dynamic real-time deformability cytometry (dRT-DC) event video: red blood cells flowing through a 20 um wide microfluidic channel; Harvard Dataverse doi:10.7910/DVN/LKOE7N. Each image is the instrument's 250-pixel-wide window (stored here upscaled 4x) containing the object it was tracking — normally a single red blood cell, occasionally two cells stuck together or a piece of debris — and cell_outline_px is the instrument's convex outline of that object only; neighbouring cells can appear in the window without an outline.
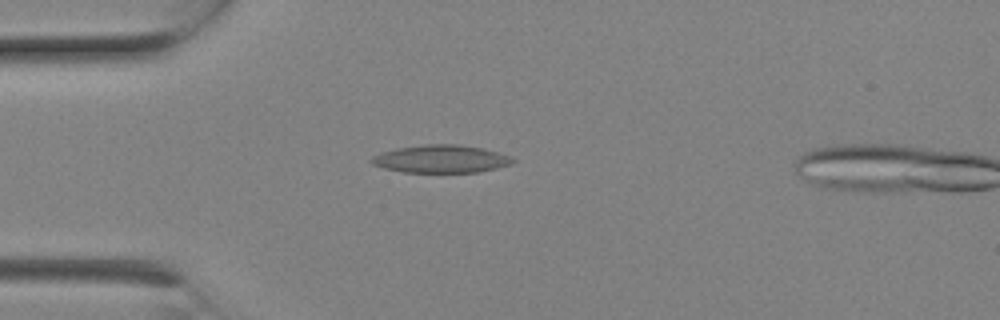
{"species": "Egyptian fruit bat (a non-hibernating species)", "species_latin": "Rousettus aegyptiacus", "temperature_condition": "room temperature", "stored_images_in_passage": 2, "camera_frame_rate_fps": 3000, "um_per_image_px": 0.085, "animal": {"sex": "female"}, "frame": {"image": 1, "passage_image": 1, "time_ms": 0.0, "image_size_px": [1000, 320], "cell_outline_px": [[516, 160], [512, 164], [496, 168], [476, 172], [404, 172], [384, 168], [372, 164], [368, 160], [372, 156], [380, 152], [396, 148], [424, 144], [460, 144], [484, 148], [512, 156]], "centroid_in_image_um": [37.48, 13.5], "position_along_channel_um": 47.5, "area_um2": 23.12}}